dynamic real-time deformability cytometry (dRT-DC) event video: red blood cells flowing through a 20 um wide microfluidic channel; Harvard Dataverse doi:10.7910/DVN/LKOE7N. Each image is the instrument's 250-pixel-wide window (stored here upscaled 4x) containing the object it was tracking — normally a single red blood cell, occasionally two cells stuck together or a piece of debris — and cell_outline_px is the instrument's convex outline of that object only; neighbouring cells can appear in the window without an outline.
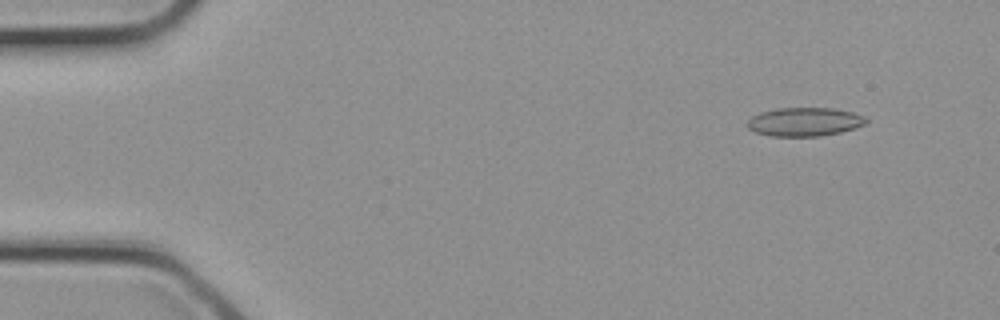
{"species": "common noctule bat (a hibernating species)", "species_latin": "Nyctalus noctula", "temperature_condition": "cold", "stored_images_in_passage": 15, "camera_frame_rate_fps": 3000, "um_per_image_px": 0.085, "animal": {"sex": "female", "body_mass_g": 21.9}, "frame": {"image": 1, "passage_image": 3, "time_ms": 0.667, "image_size_px": [1000, 320], "cell_outline_px": [[868, 120], [864, 124], [856, 128], [840, 132], [820, 136], [768, 136], [756, 132], [748, 128], [748, 120], [752, 116], [760, 112], [776, 108], [832, 108], [852, 112], [864, 116]], "centroid_in_image_um": [68.38, 10.35], "position_along_channel_um": 16.6, "area_um2": 19.83}}
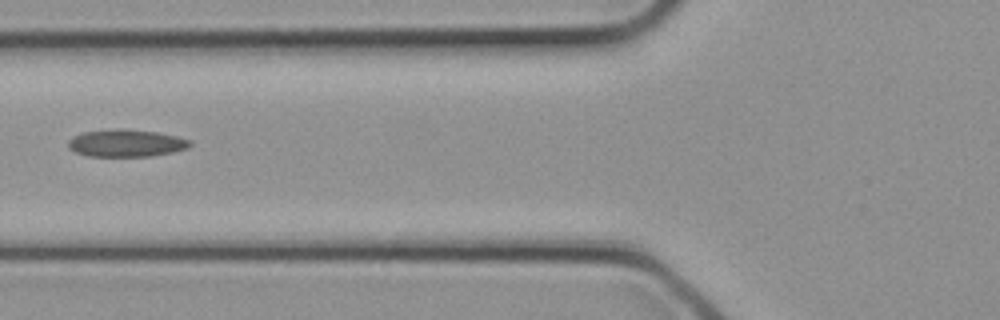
{"frame": {"image": 2, "passage_image": 12, "time_ms": 3.667, "image_size_px": [1000, 320], "cell_outline_px": [[192, 144], [188, 148], [172, 152], [152, 156], [88, 156], [76, 152], [68, 148], [68, 140], [72, 136], [84, 132], [156, 132], [176, 136], [192, 140]], "centroid_in_image_um": [10.76, 12.22], "position_along_channel_um": 115.0, "area_um2": 18.38}}
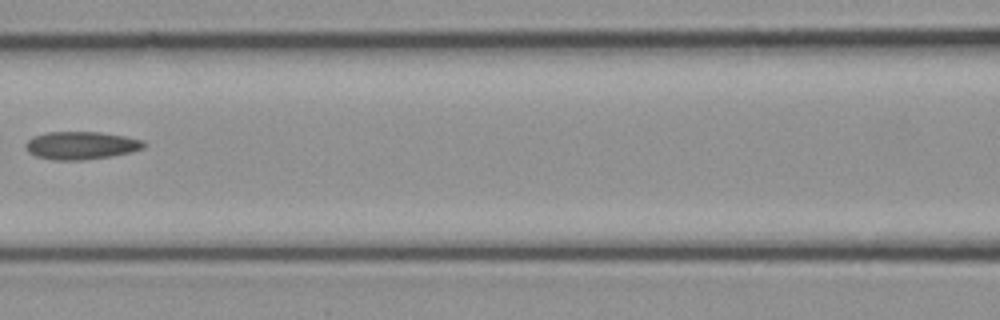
{"frame": {"image": 3, "passage_image": 14, "time_ms": 4.333, "image_size_px": [1000, 320], "cell_outline_px": [[148, 144], [144, 148], [112, 156], [80, 160], [56, 160], [36, 156], [28, 152], [24, 148], [24, 144], [28, 140], [36, 136], [48, 132], [100, 132], [124, 136], [144, 140]], "centroid_in_image_um": [6.9, 12.36], "position_along_channel_um": 159.7, "area_um2": 19.13}}